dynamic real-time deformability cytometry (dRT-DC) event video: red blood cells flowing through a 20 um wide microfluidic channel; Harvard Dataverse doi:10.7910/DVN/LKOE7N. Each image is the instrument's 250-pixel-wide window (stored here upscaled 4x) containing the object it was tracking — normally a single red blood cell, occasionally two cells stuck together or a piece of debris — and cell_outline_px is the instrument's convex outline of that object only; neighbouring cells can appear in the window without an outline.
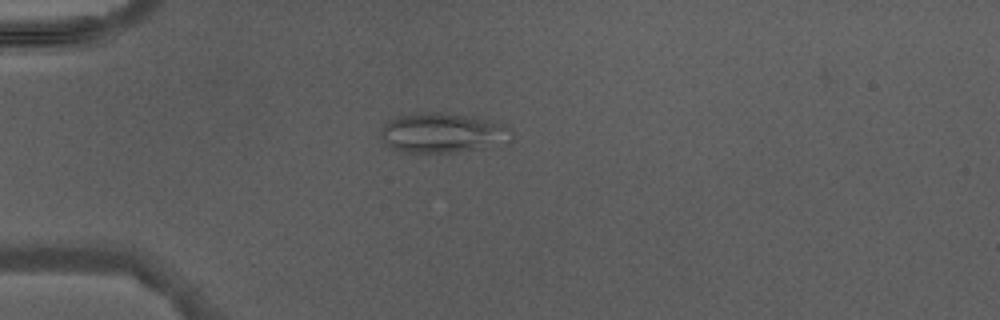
{"species": "Egyptian fruit bat (a non-hibernating species)", "species_latin": "Rousettus aegyptiacus", "temperature_condition": "warm", "stored_images_in_passage": 2, "camera_frame_rate_fps": 3000, "um_per_image_px": 0.085, "animal": {"sex": "male"}, "frame": {"image": 1, "passage_image": 1, "time_ms": 0.0, "image_size_px": [1000, 320], "cell_outline_px": [[512, 140], [476, 148], [456, 152], [408, 152], [392, 148], [380, 140], [380, 128], [388, 120], [396, 116], [424, 112], [444, 112], [476, 116], [492, 120], [504, 124], [512, 132]], "centroid_in_image_um": [37.58, 11.26], "position_along_channel_um": 47.4, "area_um2": 30.46}}